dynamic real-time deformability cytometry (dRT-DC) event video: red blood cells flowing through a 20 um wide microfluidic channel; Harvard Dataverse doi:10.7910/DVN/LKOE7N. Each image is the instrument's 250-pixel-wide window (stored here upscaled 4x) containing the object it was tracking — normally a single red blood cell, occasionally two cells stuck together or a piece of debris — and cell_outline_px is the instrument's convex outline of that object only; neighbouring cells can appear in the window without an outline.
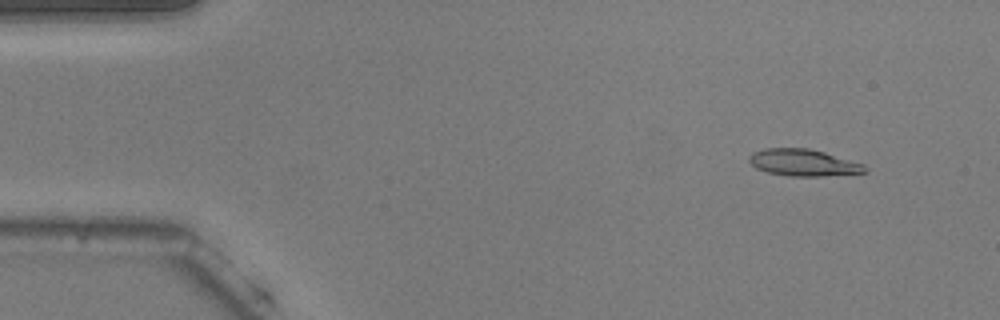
{"species": "common noctule bat (a hibernating species)", "species_latin": "Nyctalus noctula", "temperature_condition": "warm", "stored_images_in_passage": 24, "camera_frame_rate_fps": 3000, "um_per_image_px": 0.085, "animal": {"sex": "male", "body_mass_g": 20.5, "forearm_length_mm": 52.5}, "frame": {"image": 1, "passage_image": 5, "time_ms": 1.333, "image_size_px": [1000, 320], "cell_outline_px": [[868, 172], [824, 176], [788, 176], [768, 172], [756, 168], [748, 160], [748, 156], [752, 152], [764, 148], [808, 148], [824, 152], [864, 164], [868, 168]], "centroid_in_image_um": [68.28, 13.82], "position_along_channel_um": 16.7, "area_um2": 18.15}}
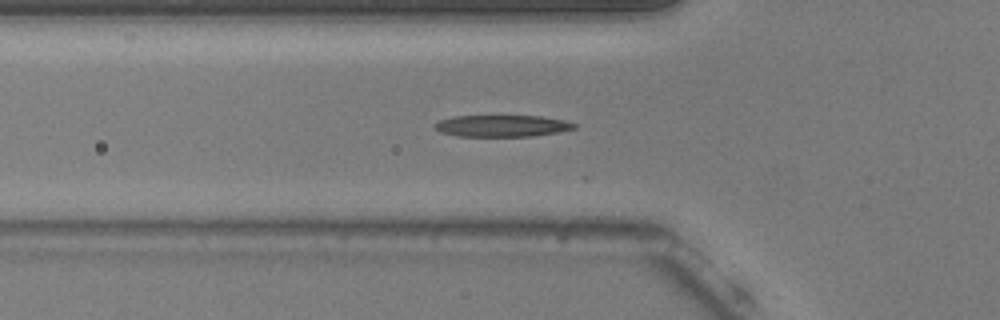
{"frame": {"image": 2, "passage_image": 18, "time_ms": 5.667, "image_size_px": [1000, 320], "cell_outline_px": [[576, 128], [560, 132], [532, 136], [456, 136], [440, 132], [432, 124], [440, 120], [452, 116], [540, 116], [564, 120], [576, 124]], "centroid_in_image_um": [42.66, 10.7], "position_along_channel_um": 83.1, "area_um2": 17.63}}
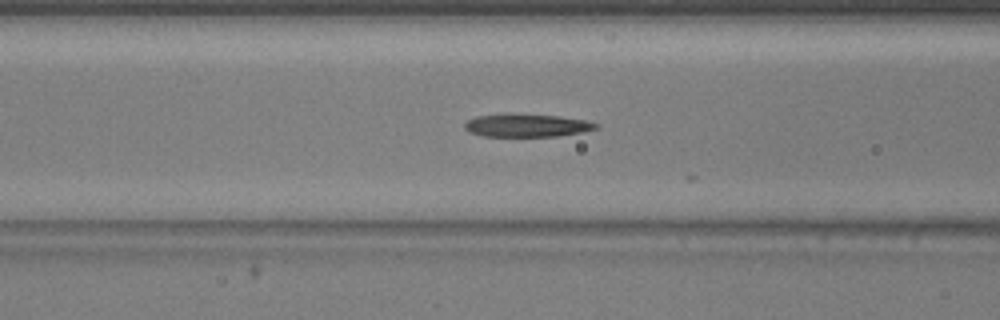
{"frame": {"image": 3, "passage_image": 21, "time_ms": 6.667, "image_size_px": [1000, 320], "cell_outline_px": [[600, 128], [580, 132], [556, 136], [480, 136], [464, 128], [464, 124], [468, 120], [476, 116], [560, 116], [588, 120], [600, 124]], "centroid_in_image_um": [44.87, 10.69], "position_along_channel_um": 121.7, "area_um2": 16.76}}